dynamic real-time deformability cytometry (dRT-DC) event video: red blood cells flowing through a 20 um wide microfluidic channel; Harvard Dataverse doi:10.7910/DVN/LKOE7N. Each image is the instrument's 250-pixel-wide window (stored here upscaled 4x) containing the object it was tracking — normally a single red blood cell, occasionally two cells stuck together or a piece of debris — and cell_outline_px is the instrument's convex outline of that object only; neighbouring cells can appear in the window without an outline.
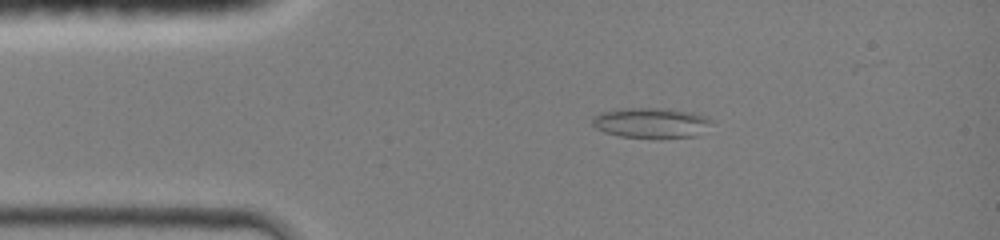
{"species": "common noctule bat (a hibernating species)", "species_latin": "Nyctalus noctula", "temperature_condition": "room temperature", "stored_images_in_passage": 33, "camera_frame_rate_fps": 3000, "um_per_image_px": 0.085, "animal": {"sex": "female", "body_mass_g": 19.0, "forearm_length_mm": 51.5}, "frame": {"image": 1, "passage_image": 1, "time_ms": 0.0, "image_size_px": [1000, 240], "cell_outline_px": [[712, 120], [696, 136], [620, 136], [604, 132], [596, 128], [592, 124], [592, 116], [600, 112], [624, 108], [668, 108], [692, 112], [704, 116]], "centroid_in_image_um": [55.26, 10.4], "position_along_channel_um": 29.7, "area_um2": 20.35}}
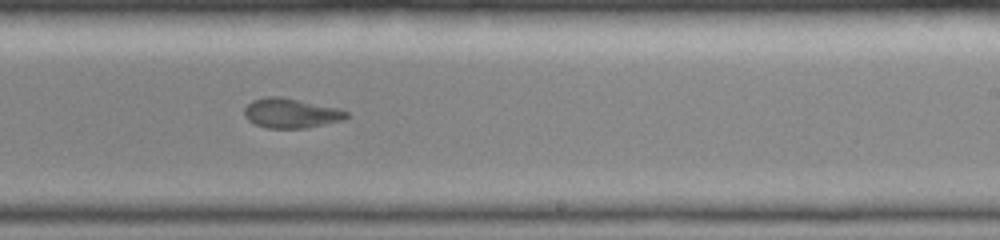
{"frame": {"image": 2, "passage_image": 20, "time_ms": 6.333, "image_size_px": [1000, 240], "cell_outline_px": [[348, 116], [340, 120], [308, 128], [268, 128], [256, 124], [248, 120], [244, 116], [244, 108], [252, 100], [268, 96], [280, 96], [340, 108], [348, 112]], "centroid_in_image_um": [24.71, 9.61], "position_along_channel_um": 264.3, "area_um2": 17.63}}
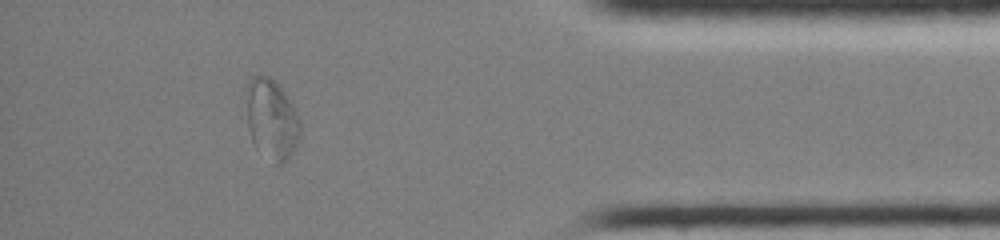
{"frame": {"image": 3, "passage_image": 32, "time_ms": 10.333, "image_size_px": [1000, 240], "cell_outline_px": [[300, 136], [288, 160], [284, 164], [276, 164], [252, 140], [248, 128], [244, 92], [244, 84], [252, 76], [268, 76], [284, 92], [296, 112], [300, 120]], "centroid_in_image_um": [23.05, 10.09], "position_along_channel_um": 412.2, "area_um2": 25.09}}